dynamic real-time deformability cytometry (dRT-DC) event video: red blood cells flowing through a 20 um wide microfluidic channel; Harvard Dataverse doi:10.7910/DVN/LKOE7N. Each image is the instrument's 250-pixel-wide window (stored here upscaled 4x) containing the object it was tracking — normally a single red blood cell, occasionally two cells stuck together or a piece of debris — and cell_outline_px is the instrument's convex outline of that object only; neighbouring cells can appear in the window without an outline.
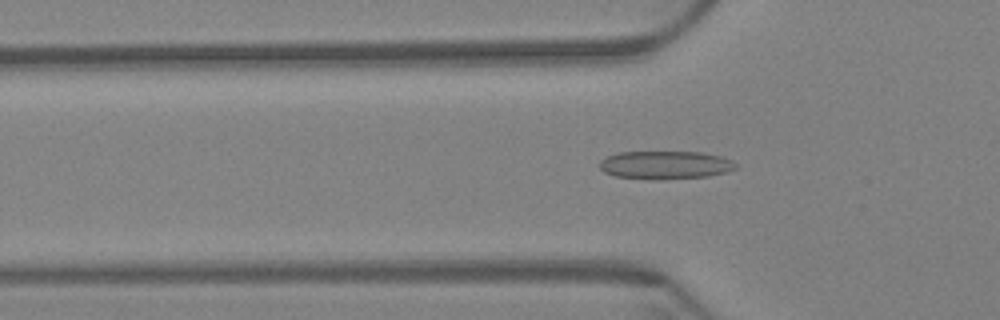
{"species": "Egyptian fruit bat (a non-hibernating species)", "species_latin": "Rousettus aegyptiacus", "temperature_condition": "warm", "stored_images_in_passage": 55, "camera_frame_rate_fps": 3000, "um_per_image_px": 0.085, "animal": {"sex": "female"}, "frame": {"image": 1, "passage_image": 19, "time_ms": 6.0, "image_size_px": [1000, 320], "cell_outline_px": [[736, 168], [724, 172], [708, 176], [656, 180], [652, 180], [616, 176], [604, 172], [600, 168], [600, 160], [608, 156], [620, 152], [700, 152], [720, 156], [732, 160], [736, 164]], "centroid_in_image_um": [56.53, 14.03], "position_along_channel_um": 69.3, "area_um2": 22.25}}
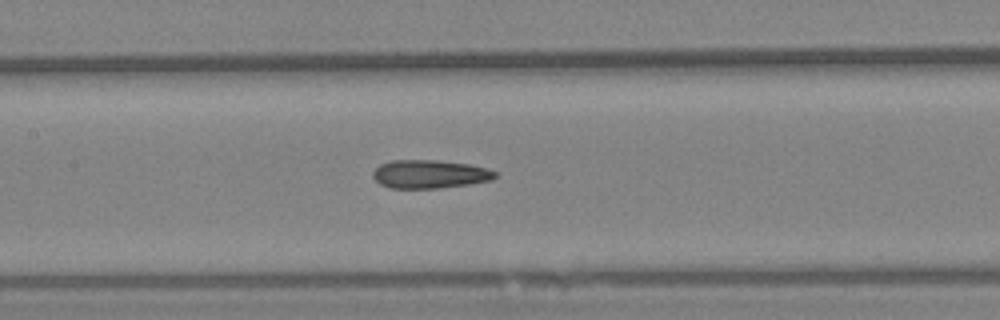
{"frame": {"image": 2, "passage_image": 28, "time_ms": 9.0, "image_size_px": [1000, 320], "cell_outline_px": [[496, 176], [492, 180], [468, 184], [440, 188], [388, 188], [380, 184], [372, 176], [372, 172], [380, 164], [392, 160], [436, 160], [468, 164], [488, 168], [496, 172]], "centroid_in_image_um": [36.51, 14.8], "position_along_channel_um": 170.9, "area_um2": 20.23}}
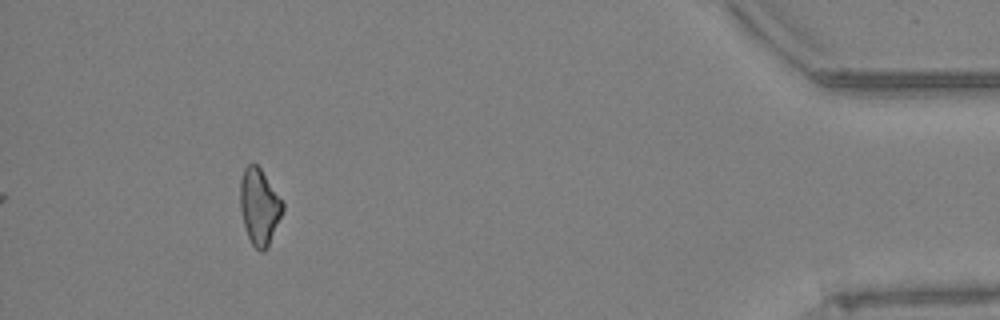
{"frame": {"image": 3, "passage_image": 55, "time_ms": 18.0, "image_size_px": [1000, 320], "cell_outline_px": [[284, 208], [268, 248], [264, 252], [260, 252], [252, 244], [248, 236], [244, 224], [240, 208], [240, 180], [244, 168], [252, 160], [260, 168], [284, 204]], "centroid_in_image_um": [22.03, 17.56], "position_along_channel_um": 413.2, "area_um2": 18.79}, "authors_computed_cell_mechanics": {"area_um2": 19.9988, "velocity_mm_per_s": 3.3883, "shape_relaxation_time_tau1_ms": null, "shape_relaxation_time_tau2_ms": 6.4904, "deformation_change_tau1": null, "deformation_change_tau2": 0.1486}}